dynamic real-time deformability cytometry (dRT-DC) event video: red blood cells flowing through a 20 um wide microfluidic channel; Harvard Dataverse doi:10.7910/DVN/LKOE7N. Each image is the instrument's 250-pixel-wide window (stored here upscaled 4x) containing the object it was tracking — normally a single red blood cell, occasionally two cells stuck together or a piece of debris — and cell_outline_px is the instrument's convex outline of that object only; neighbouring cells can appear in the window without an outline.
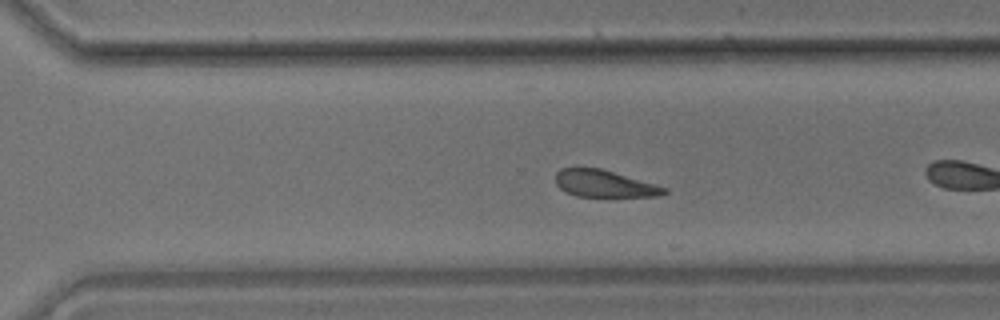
{"species": "common noctule bat (a hibernating species)", "species_latin": "Nyctalus noctula", "temperature_condition": "room temperature", "stored_images_in_passage": 24, "camera_frame_rate_fps": 3000, "um_per_image_px": 0.085, "animal": {"sex": "male", "body_mass_g": 17.9}, "frame": {"image": 1, "passage_image": 17, "time_ms": 5.333, "image_size_px": [1000, 320], "cell_outline_px": [[668, 192], [656, 196], [576, 196], [560, 188], [556, 184], [556, 172], [560, 168], [600, 168], [668, 188]], "centroid_in_image_um": [51.35, 15.61], "position_along_channel_um": 319.3, "area_um2": 16.76}, "authors_computed_cell_mechanics": {"area_um2": 18.6116, "velocity_mm_per_s": 3.4931, "shape_relaxation_time_tau1_ms": 1.5956, "shape_relaxation_time_tau2_ms": null, "deformation_change_tau1": 0.0578, "deformation_change_tau2": null}}